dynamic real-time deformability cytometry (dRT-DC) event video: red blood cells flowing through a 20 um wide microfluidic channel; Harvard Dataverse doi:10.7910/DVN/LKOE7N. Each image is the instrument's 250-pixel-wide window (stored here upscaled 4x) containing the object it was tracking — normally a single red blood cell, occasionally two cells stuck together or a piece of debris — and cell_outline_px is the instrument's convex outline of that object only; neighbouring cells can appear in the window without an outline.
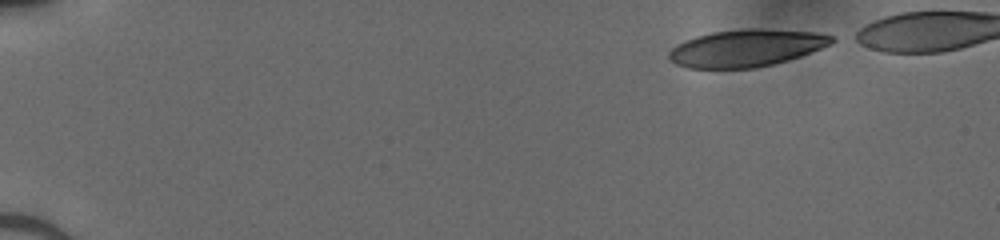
{"species": "human", "species_latin": "Homo sapiens", "temperature_condition": "cold", "stored_images_in_passage": 44, "camera_frame_rate_fps": 3000, "um_per_image_px": 0.085, "donor": {"sex": "male"}, "frame": {"image": 1, "passage_image": 1, "time_ms": 0.0, "image_size_px": [1000, 240], "cell_outline_px": [[836, 40], [820, 48], [800, 56], [788, 60], [756, 68], [688, 68], [676, 64], [668, 60], [668, 52], [676, 44], [712, 32], [748, 28], [756, 28], [816, 32], [832, 36]], "centroid_in_image_um": [63.4, 4.09], "position_along_channel_um": 21.6, "area_um2": 35.03}}
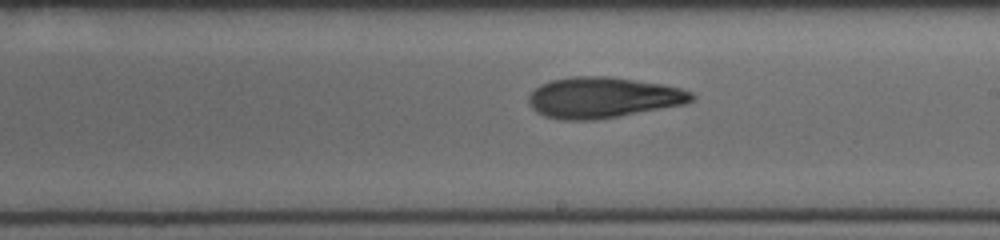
{"frame": {"image": 2, "passage_image": 26, "time_ms": 8.333, "image_size_px": [1000, 240], "cell_outline_px": [[696, 96], [692, 100], [684, 104], [596, 120], [564, 120], [544, 116], [536, 112], [532, 108], [528, 100], [528, 96], [540, 84], [552, 80], [572, 76], [608, 76], [664, 84], [680, 88], [692, 92]], "centroid_in_image_um": [51.24, 8.29], "position_along_channel_um": 237.8, "area_um2": 38.73}}
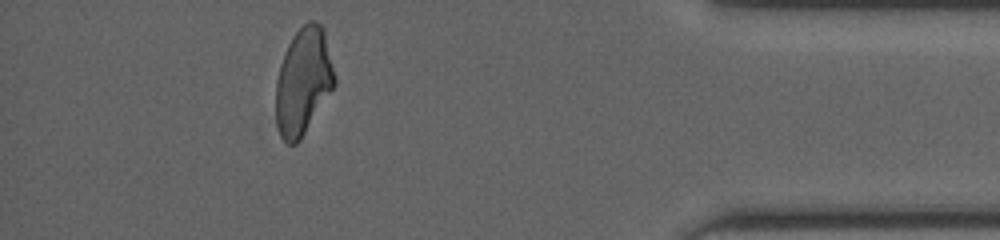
{"frame": {"image": 3, "passage_image": 41, "time_ms": 13.333, "image_size_px": [1000, 240], "cell_outline_px": [[336, 84], [300, 140], [296, 144], [288, 144], [280, 136], [276, 124], [276, 80], [280, 64], [284, 52], [292, 36], [308, 20], [316, 20], [324, 28], [336, 76]], "centroid_in_image_um": [25.78, 6.89], "position_along_channel_um": 409.4, "area_um2": 36.82}}